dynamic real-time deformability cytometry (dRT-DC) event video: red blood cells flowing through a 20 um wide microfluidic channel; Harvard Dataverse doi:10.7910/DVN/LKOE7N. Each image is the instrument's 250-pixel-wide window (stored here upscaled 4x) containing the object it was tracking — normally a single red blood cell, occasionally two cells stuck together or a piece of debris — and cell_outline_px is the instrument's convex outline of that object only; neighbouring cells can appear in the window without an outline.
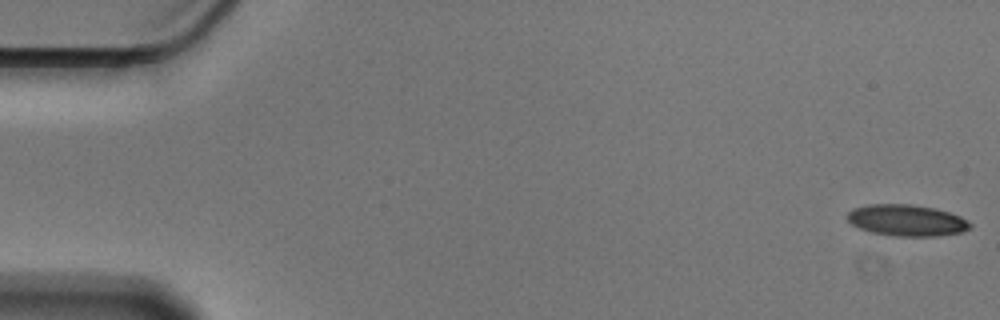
{"species": "Egyptian fruit bat (a non-hibernating species)", "species_latin": "Rousettus aegyptiacus", "temperature_condition": "cold", "stored_images_in_passage": 56, "camera_frame_rate_fps": 3000, "um_per_image_px": 0.085, "animal": {"sex": "male"}, "frame": {"image": 1, "passage_image": 1, "time_ms": 0.0, "image_size_px": [1000, 320], "cell_outline_px": [[972, 228], [964, 232], [936, 236], [892, 236], [872, 232], [860, 228], [852, 224], [848, 220], [848, 212], [852, 208], [868, 204], [912, 204], [936, 208], [960, 216], [968, 220], [972, 224]], "centroid_in_image_um": [77.11, 18.72], "position_along_channel_um": 7.9, "area_um2": 22.66}}
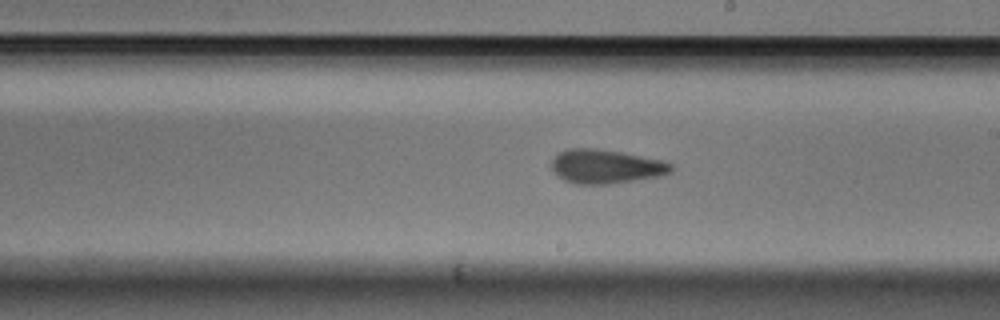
{"frame": {"image": 2, "passage_image": 32, "time_ms": 10.333, "image_size_px": [1000, 320], "cell_outline_px": [[672, 172], [660, 176], [608, 184], [576, 184], [564, 180], [556, 176], [552, 168], [552, 160], [560, 152], [568, 148], [596, 148], [620, 152], [660, 160], [672, 164]], "centroid_in_image_um": [51.46, 14.16], "position_along_channel_um": 237.5, "area_um2": 23.52}}
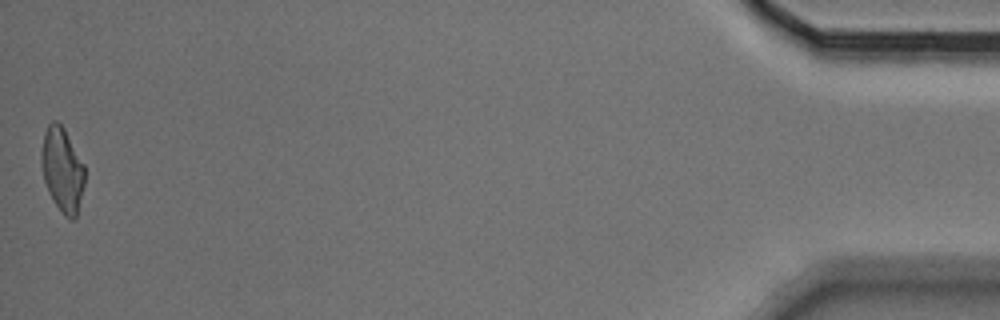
{"frame": {"image": 3, "passage_image": 56, "time_ms": 18.333, "image_size_px": [1000, 320], "cell_outline_px": [[84, 184], [76, 216], [72, 220], [68, 220], [64, 216], [52, 200], [48, 192], [44, 180], [40, 164], [40, 152], [44, 132], [48, 124], [52, 120], [56, 120], [64, 128], [84, 164]], "centroid_in_image_um": [5.26, 14.42], "position_along_channel_um": 429.9, "area_um2": 21.5}, "authors_computed_cell_mechanics": {"area_um2": 22.7154, "velocity_mm_per_s": 3.565, "shape_relaxation_time_tau1_ms": 5.8136, "shape_relaxation_time_tau2_ms": 3.2335, "deformation_change_tau1": 0.1274, "deformation_change_tau2": 0.1086}}